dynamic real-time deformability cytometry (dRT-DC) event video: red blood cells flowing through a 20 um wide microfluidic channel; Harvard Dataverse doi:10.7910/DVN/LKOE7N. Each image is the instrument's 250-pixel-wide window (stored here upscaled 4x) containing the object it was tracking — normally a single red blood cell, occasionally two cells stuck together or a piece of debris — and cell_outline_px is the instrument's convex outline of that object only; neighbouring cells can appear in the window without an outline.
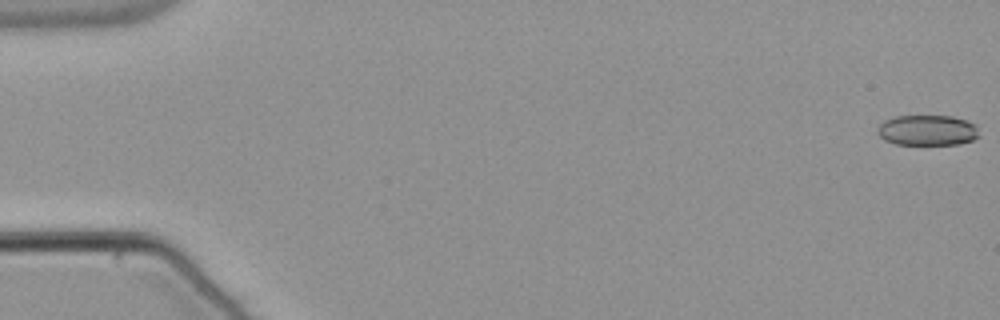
{"species": "common noctule bat (a hibernating species)", "species_latin": "Nyctalus noctula", "temperature_condition": "warm", "stored_images_in_passage": 10, "camera_frame_rate_fps": 3000, "um_per_image_px": 0.085, "animal": {"sex": "male", "body_mass_g": 21.5, "forearm_length_mm": 52.0}, "frame": {"image": 1, "passage_image": 1, "time_ms": 0.0, "image_size_px": [1000, 320], "cell_outline_px": [[980, 136], [972, 140], [960, 144], [896, 144], [884, 140], [876, 132], [876, 128], [884, 120], [896, 116], [952, 116], [968, 120], [976, 124]], "centroid_in_image_um": [78.84, 11.07], "position_along_channel_um": 6.2, "area_um2": 18.26}}